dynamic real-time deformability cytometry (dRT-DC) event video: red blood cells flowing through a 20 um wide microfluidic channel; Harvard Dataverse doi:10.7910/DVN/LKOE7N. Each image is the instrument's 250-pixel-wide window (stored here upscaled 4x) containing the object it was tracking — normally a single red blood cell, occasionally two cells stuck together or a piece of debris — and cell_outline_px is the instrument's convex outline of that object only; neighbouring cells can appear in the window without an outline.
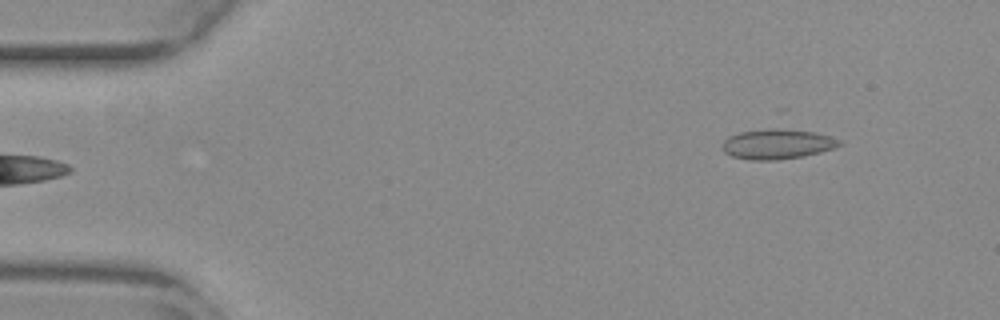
{"species": "common noctule bat (a hibernating species)", "species_latin": "Nyctalus noctula", "temperature_condition": "warm", "stored_images_in_passage": 35, "camera_frame_rate_fps": 3000, "um_per_image_px": 0.085, "animal": {"sex": "female", "body_mass_g": 29.2, "forearm_length_mm": 56.3}, "frame": {"image": 1, "passage_image": 1, "time_ms": 0.0, "image_size_px": [1000, 320], "cell_outline_px": [[844, 144], [820, 152], [804, 156], [776, 160], [752, 160], [732, 156], [724, 152], [720, 148], [720, 144], [728, 136], [740, 132], [764, 128], [780, 128], [812, 132], [832, 136], [844, 140]], "centroid_in_image_um": [66.06, 12.24], "position_along_channel_um": 18.9, "area_um2": 20.81}}
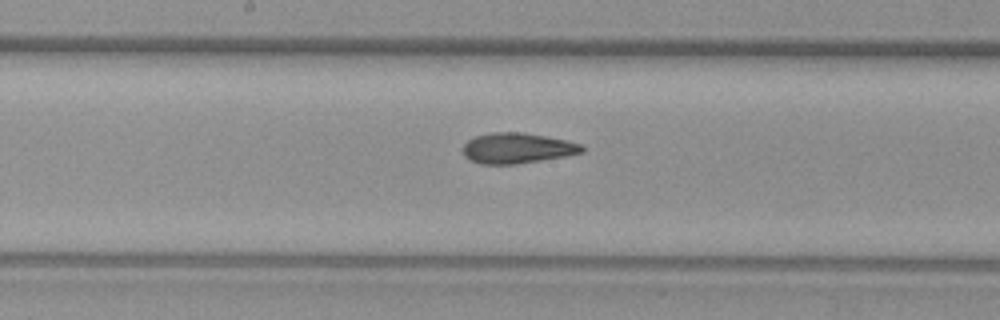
{"frame": {"image": 2, "passage_image": 16, "time_ms": 5.0, "image_size_px": [1000, 320], "cell_outline_px": [[584, 152], [564, 156], [516, 164], [480, 164], [468, 160], [464, 156], [460, 148], [468, 140], [476, 136], [492, 132], [524, 132], [564, 140], [580, 144], [584, 148]], "centroid_in_image_um": [43.88, 12.6], "position_along_channel_um": 204.3, "area_um2": 21.15}}
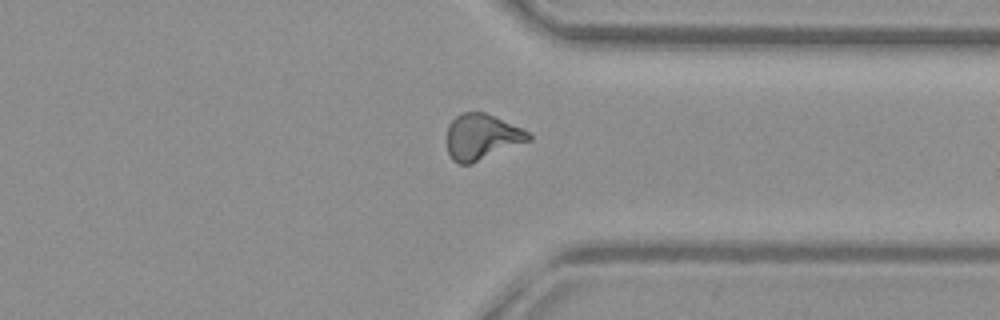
{"frame": {"image": 3, "passage_image": 29, "time_ms": 9.333, "image_size_px": [1000, 320], "cell_outline_px": [[532, 140], [468, 164], [460, 164], [452, 160], [448, 152], [448, 124], [456, 116], [464, 112], [484, 112], [520, 128], [528, 132], [532, 136]], "centroid_in_image_um": [40.94, 11.63], "position_along_channel_um": 370.5, "area_um2": 21.33}, "authors_computed_cell_mechanics": {"area_um2": 21.097, "velocity_mm_per_s": 3.879, "shape_relaxation_time_tau1_ms": null, "shape_relaxation_time_tau2_ms": 2.4537, "deformation_change_tau1": null, "deformation_change_tau2": 0.1073}}